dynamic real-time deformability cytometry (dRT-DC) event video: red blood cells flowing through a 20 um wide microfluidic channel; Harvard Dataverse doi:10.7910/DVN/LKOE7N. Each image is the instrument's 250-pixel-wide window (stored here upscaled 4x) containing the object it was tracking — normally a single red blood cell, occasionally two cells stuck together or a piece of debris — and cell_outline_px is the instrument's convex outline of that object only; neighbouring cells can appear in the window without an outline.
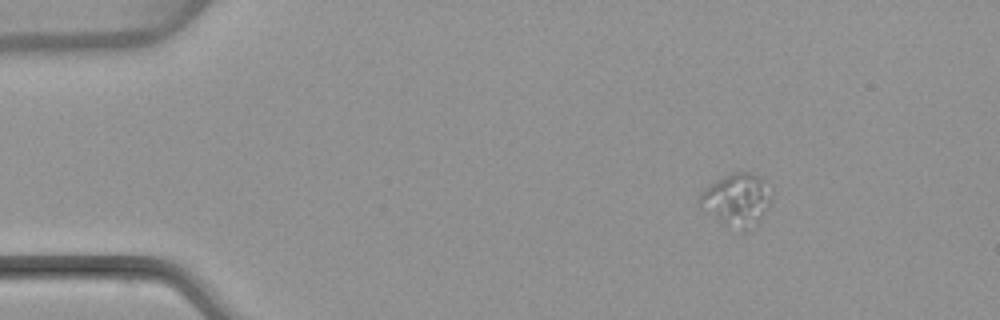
{"species": "common noctule bat (a hibernating species)", "species_latin": "Nyctalus noctula", "temperature_condition": "warm", "stored_images_in_passage": 3, "camera_frame_rate_fps": 3000, "um_per_image_px": 0.085, "animal": {"sex": "female", "body_mass_g": 22.7, "forearm_length_mm": 54.2}, "frame": {"image": 1, "passage_image": 1, "time_ms": 0.0, "image_size_px": [1000, 320], "cell_outline_px": [[772, 204], [744, 232], [724, 224], [700, 208], [696, 204], [704, 188], [716, 180], [732, 172], [748, 172], [764, 176], [772, 188]], "centroid_in_image_um": [62.65, 16.93], "position_along_channel_um": 22.4, "area_um2": 22.31}}